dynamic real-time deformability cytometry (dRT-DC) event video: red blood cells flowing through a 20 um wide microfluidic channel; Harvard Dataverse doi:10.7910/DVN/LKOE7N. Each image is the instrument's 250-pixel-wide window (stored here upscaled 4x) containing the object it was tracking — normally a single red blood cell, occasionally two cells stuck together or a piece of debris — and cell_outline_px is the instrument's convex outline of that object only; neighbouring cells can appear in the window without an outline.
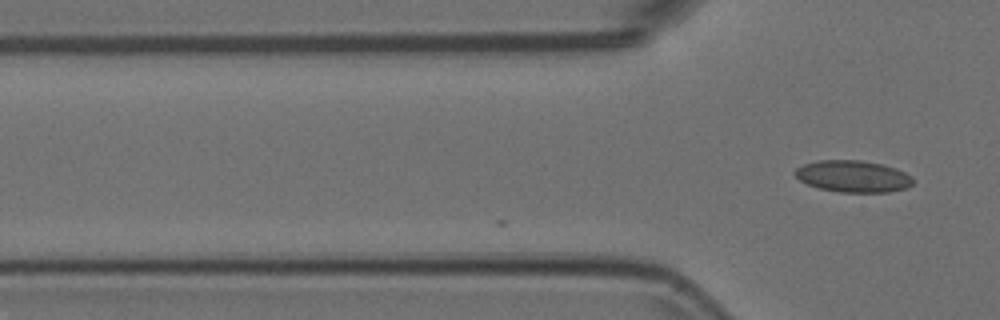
{"species": "Egyptian fruit bat (a non-hibernating species)", "species_latin": "Rousettus aegyptiacus", "temperature_condition": "room temperature", "stored_images_in_passage": 8, "camera_frame_rate_fps": 3000, "um_per_image_px": 0.085, "animal": {"sex": "female"}, "frame": {"image": 1, "passage_image": 8, "time_ms": 2.333, "image_size_px": [1000, 320], "cell_outline_px": [[916, 180], [912, 184], [904, 188], [888, 192], [840, 192], [820, 188], [808, 184], [800, 180], [792, 172], [796, 168], [804, 164], [816, 160], [860, 160], [880, 164], [896, 168], [912, 176]], "centroid_in_image_um": [72.5, 14.98], "position_along_channel_um": 53.3, "area_um2": 21.79}}